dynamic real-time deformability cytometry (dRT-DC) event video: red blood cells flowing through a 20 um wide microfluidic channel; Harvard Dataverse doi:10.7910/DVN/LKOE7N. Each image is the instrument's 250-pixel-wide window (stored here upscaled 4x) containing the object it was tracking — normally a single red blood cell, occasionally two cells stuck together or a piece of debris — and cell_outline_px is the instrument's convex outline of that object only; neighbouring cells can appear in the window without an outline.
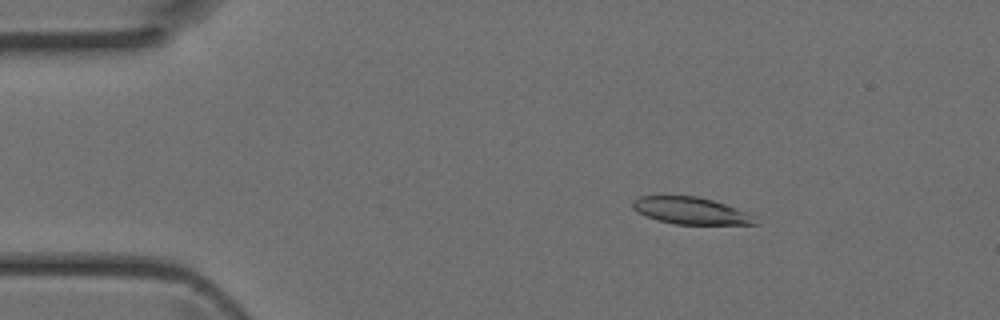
{"species": "Egyptian fruit bat (a non-hibernating species)", "species_latin": "Rousettus aegyptiacus", "temperature_condition": "room temperature", "stored_images_in_passage": 43, "camera_frame_rate_fps": 3000, "um_per_image_px": 0.085, "animal": {"sex": "female"}, "frame": {"image": 1, "passage_image": 6, "time_ms": 1.667, "image_size_px": [1000, 320], "cell_outline_px": [[760, 224], [676, 224], [656, 220], [636, 212], [632, 208], [632, 200], [640, 196], [696, 196], [712, 200], [748, 212], [756, 216]], "centroid_in_image_um": [58.72, 17.92], "position_along_channel_um": 26.3, "area_um2": 19.36}}
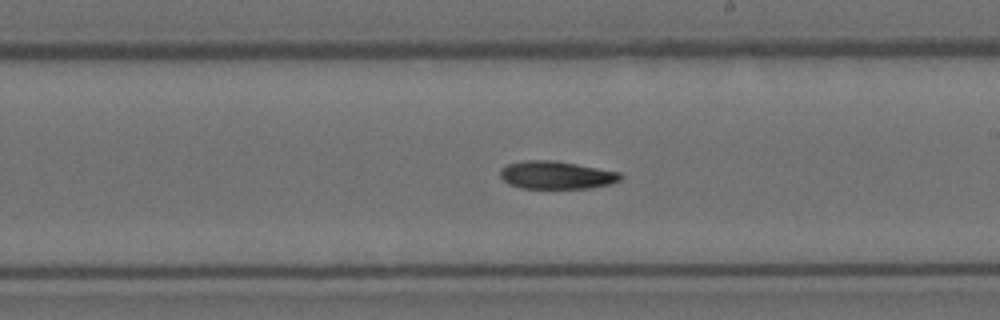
{"frame": {"image": 2, "passage_image": 24, "time_ms": 7.667, "image_size_px": [1000, 320], "cell_outline_px": [[624, 176], [620, 180], [608, 184], [588, 188], [520, 188], [508, 184], [500, 176], [500, 168], [508, 164], [524, 160], [556, 160], [620, 172]], "centroid_in_image_um": [47.27, 14.87], "position_along_channel_um": 241.7, "area_um2": 19.59}}
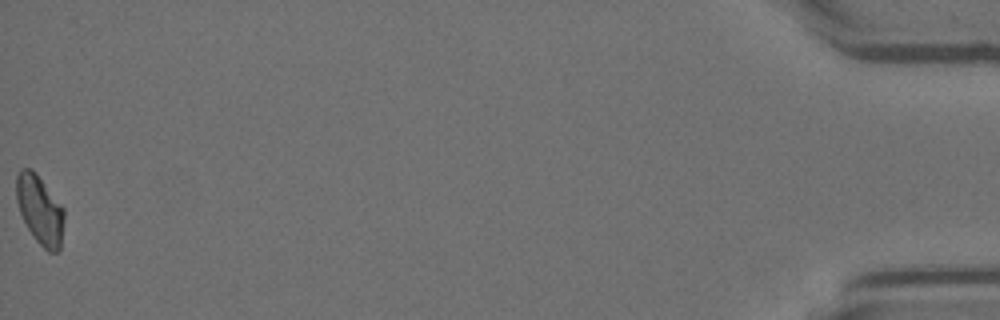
{"frame": {"image": 3, "passage_image": 43, "time_ms": 14.0, "image_size_px": [1000, 320], "cell_outline_px": [[64, 220], [60, 248], [56, 252], [48, 252], [36, 240], [28, 228], [20, 212], [16, 200], [16, 176], [20, 168], [32, 168], [36, 172], [64, 208]], "centroid_in_image_um": [3.39, 17.8], "position_along_channel_um": 431.8, "area_um2": 19.19}}